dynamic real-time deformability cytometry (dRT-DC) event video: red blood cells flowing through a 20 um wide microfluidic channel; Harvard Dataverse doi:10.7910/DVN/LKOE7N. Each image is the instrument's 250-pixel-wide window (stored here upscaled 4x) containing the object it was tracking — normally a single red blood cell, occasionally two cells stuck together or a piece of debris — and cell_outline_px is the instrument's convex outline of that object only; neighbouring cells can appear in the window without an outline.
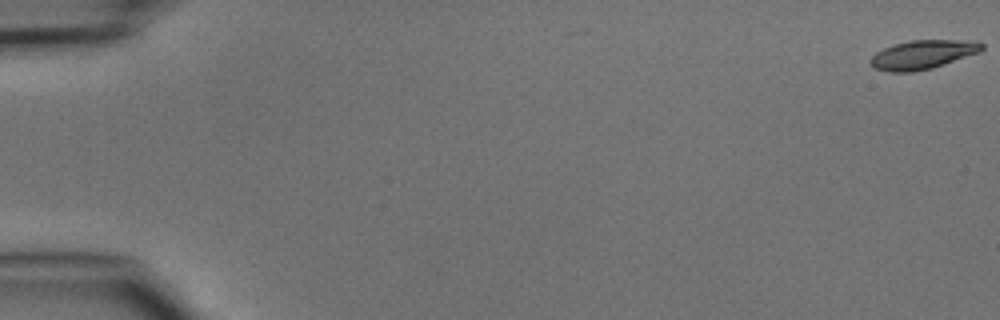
{"species": "common noctule bat (a hibernating species)", "species_latin": "Nyctalus noctula", "temperature_condition": "cold", "stored_images_in_passage": 6, "camera_frame_rate_fps": 3000, "um_per_image_px": 0.085, "animal": {"sex": "male", "body_mass_g": 15.6}, "frame": {"image": 1, "passage_image": 1, "time_ms": 0.0, "image_size_px": [1000, 320], "cell_outline_px": [[984, 48], [980, 52], [932, 68], [912, 72], [888, 72], [876, 68], [868, 60], [876, 52], [892, 44], [908, 40], [956, 40], [984, 44]], "centroid_in_image_um": [78.38, 4.64], "position_along_channel_um": 6.6, "area_um2": 18.61}}